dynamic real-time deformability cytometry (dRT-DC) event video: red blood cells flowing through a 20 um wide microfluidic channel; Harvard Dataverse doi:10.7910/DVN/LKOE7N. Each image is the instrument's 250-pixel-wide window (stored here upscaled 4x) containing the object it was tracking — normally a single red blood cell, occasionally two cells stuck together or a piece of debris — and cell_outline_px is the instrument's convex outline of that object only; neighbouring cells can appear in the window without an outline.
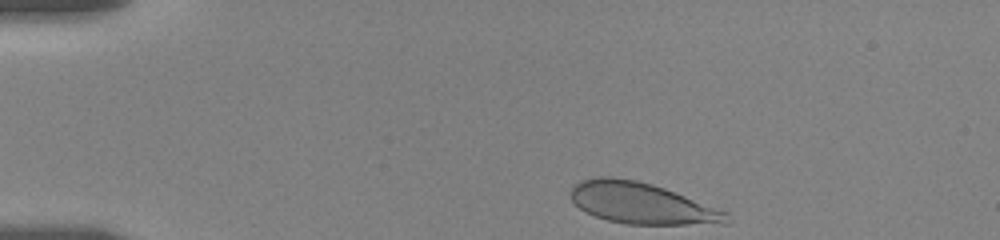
{"species": "human", "species_latin": "Homo sapiens", "temperature_condition": "room temperature", "stored_images_in_passage": 34, "camera_frame_rate_fps": 3000, "um_per_image_px": 0.085, "donor": {"sex": "female"}, "frame": {"image": 1, "passage_image": 1, "time_ms": 0.0, "image_size_px": [1000, 240], "cell_outline_px": [[732, 220], [728, 224], [628, 224], [608, 220], [596, 216], [580, 208], [572, 200], [572, 188], [580, 180], [600, 176], [612, 176], [636, 180], [652, 184], [664, 188], [728, 212]], "centroid_in_image_um": [54.59, 17.28], "position_along_channel_um": 30.4, "area_um2": 37.17}}
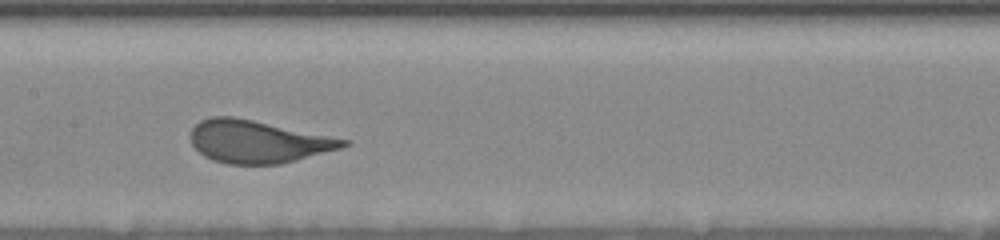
{"frame": {"image": 2, "passage_image": 20, "time_ms": 6.333, "image_size_px": [1000, 240], "cell_outline_px": [[352, 144], [340, 148], [296, 160], [280, 164], [228, 164], [212, 160], [204, 156], [192, 144], [188, 136], [192, 128], [200, 120], [212, 116], [232, 116], [352, 140]], "centroid_in_image_um": [21.9, 12.03], "position_along_channel_um": 185.5, "area_um2": 37.92}}
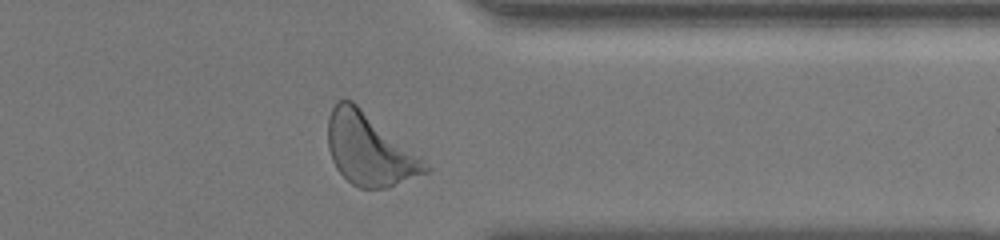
{"frame": {"image": 3, "passage_image": 33, "time_ms": 12.0, "image_size_px": [1000, 240], "cell_outline_px": [[432, 168], [428, 172], [388, 188], [360, 188], [352, 184], [336, 168], [332, 160], [328, 148], [328, 116], [336, 100], [352, 100], [424, 156]], "centroid_in_image_um": [31.46, 12.69], "position_along_channel_um": 379.9, "area_um2": 41.5}, "authors_computed_cell_mechanics": {"area_um2": 37.9746, "velocity_mm_per_s": 3.4921, "shape_relaxation_time_tau1_ms": 2.9576, "shape_relaxation_time_tau2_ms": null, "deformation_change_tau1": 0.1404, "deformation_change_tau2": null}}